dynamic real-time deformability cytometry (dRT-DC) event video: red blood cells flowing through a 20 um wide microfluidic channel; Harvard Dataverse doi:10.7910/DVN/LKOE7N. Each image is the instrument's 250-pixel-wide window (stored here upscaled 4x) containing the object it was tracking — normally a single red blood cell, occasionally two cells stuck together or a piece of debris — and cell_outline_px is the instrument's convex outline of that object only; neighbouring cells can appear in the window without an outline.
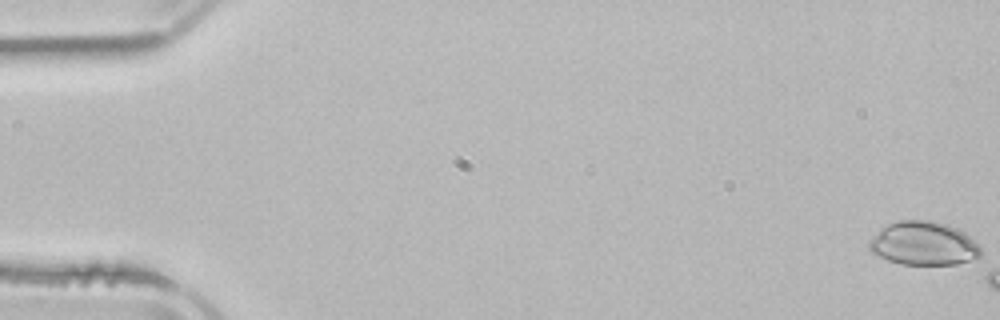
{"species": "common noctule bat (a hibernating species)", "species_latin": "Nyctalus noctula", "temperature_condition": "room temperature", "stored_images_in_passage": 3, "camera_frame_rate_fps": 3000, "um_per_image_px": 0.085, "animal": {"sex": "male", "body_mass_g": 21.5, "forearm_length_mm": 52.0}, "frame": {"image": 1, "passage_image": 1, "time_ms": 0.0, "image_size_px": [1000, 320], "cell_outline_px": [[980, 256], [956, 264], [900, 264], [876, 256], [868, 248], [868, 240], [880, 228], [888, 224], [900, 220], [928, 220], [948, 224], [964, 232], [980, 248]], "centroid_in_image_um": [78.43, 20.69], "position_along_channel_um": 6.6, "area_um2": 28.26}}